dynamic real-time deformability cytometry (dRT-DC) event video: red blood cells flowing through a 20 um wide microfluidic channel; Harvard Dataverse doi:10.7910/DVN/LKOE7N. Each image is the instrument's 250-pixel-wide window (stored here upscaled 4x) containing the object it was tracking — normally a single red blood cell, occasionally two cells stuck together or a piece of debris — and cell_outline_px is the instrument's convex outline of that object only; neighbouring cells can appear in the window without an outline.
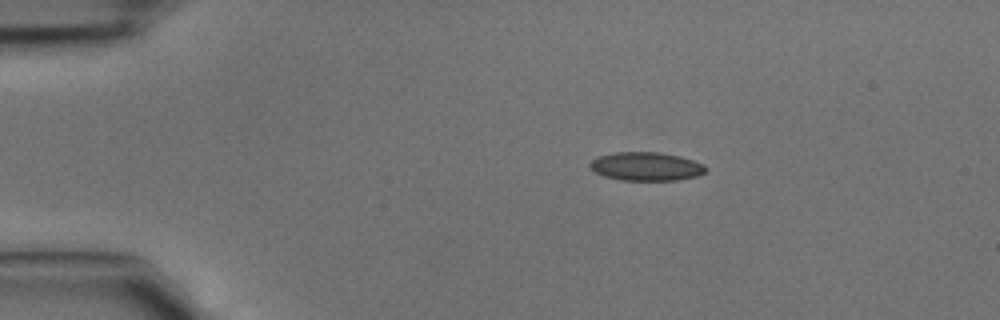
{"species": "common noctule bat (a hibernating species)", "species_latin": "Nyctalus noctula", "temperature_condition": "cold", "stored_images_in_passage": 37, "camera_frame_rate_fps": 3000, "um_per_image_px": 0.085, "animal": {"sex": "male", "body_mass_g": 15.6}, "frame": {"image": 1, "passage_image": 1, "time_ms": 0.0, "image_size_px": [1000, 320], "cell_outline_px": [[708, 168], [704, 172], [696, 176], [676, 180], [620, 180], [604, 176], [596, 172], [588, 164], [596, 156], [612, 152], [660, 152], [680, 156], [704, 164]], "centroid_in_image_um": [54.91, 14.13], "position_along_channel_um": 30.1, "area_um2": 19.31}}
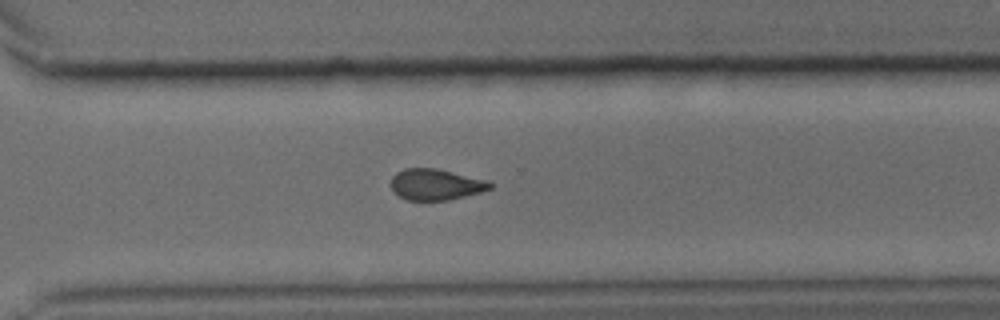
{"frame": {"image": 2, "passage_image": 25, "time_ms": 8.0, "image_size_px": [1000, 320], "cell_outline_px": [[492, 188], [480, 192], [448, 200], [404, 200], [392, 192], [392, 176], [396, 172], [404, 168], [436, 168], [488, 180], [492, 184]], "centroid_in_image_um": [37.01, 15.68], "position_along_channel_um": 333.6, "area_um2": 18.03}}
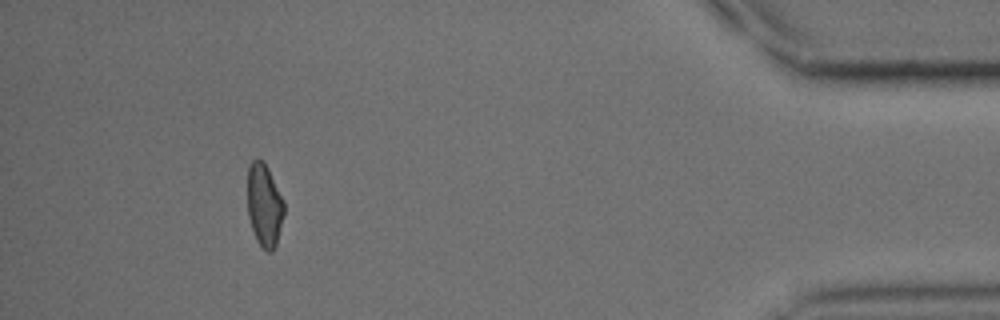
{"frame": {"image": 3, "passage_image": 34, "time_ms": 11.0, "image_size_px": [1000, 320], "cell_outline_px": [[284, 216], [276, 244], [272, 252], [268, 252], [256, 240], [248, 216], [248, 164], [256, 156], [260, 156], [264, 160], [284, 200]], "centroid_in_image_um": [22.47, 17.37], "position_along_channel_um": 412.7, "area_um2": 17.92}}